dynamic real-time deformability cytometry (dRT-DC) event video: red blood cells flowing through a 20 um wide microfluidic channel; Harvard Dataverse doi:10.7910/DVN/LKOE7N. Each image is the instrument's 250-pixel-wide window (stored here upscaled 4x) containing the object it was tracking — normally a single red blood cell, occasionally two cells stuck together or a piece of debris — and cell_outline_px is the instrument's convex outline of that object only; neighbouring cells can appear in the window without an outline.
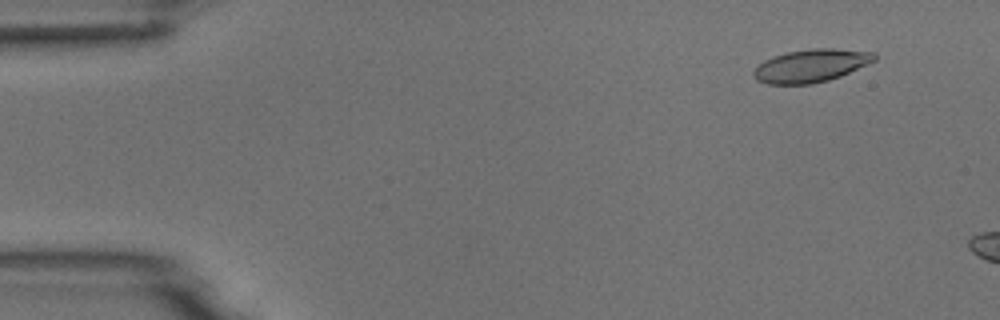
{"species": "common noctule bat (a hibernating species)", "species_latin": "Nyctalus noctula", "temperature_condition": "room temperature", "stored_images_in_passage": 4, "camera_frame_rate_fps": 3000, "um_per_image_px": 0.085, "animal": {"sex": "male", "body_mass_g": 18.8}, "frame": {"image": 1, "passage_image": 2, "time_ms": 1.333, "image_size_px": [1000, 320], "cell_outline_px": [[876, 60], [840, 76], [828, 80], [812, 84], [768, 84], [756, 80], [752, 76], [752, 72], [764, 60], [788, 52], [812, 48], [832, 48], [876, 52]], "centroid_in_image_um": [68.94, 5.58], "position_along_channel_um": 16.1, "area_um2": 23.06}}